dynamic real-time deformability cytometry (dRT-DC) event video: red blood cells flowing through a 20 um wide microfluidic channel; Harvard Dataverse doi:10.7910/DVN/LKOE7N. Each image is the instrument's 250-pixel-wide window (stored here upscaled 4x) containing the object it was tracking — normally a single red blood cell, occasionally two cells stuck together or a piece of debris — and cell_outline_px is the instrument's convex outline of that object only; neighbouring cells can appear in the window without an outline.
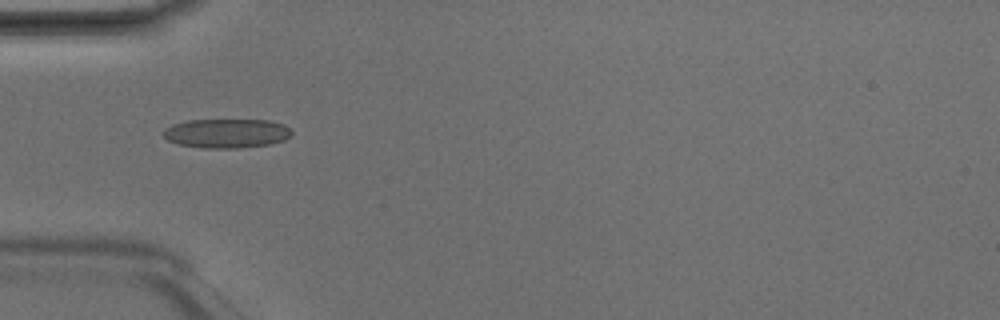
{"species": "Egyptian fruit bat (a non-hibernating species)", "species_latin": "Rousettus aegyptiacus", "temperature_condition": "room temperature", "stored_images_in_passage": 3, "camera_frame_rate_fps": 3000, "um_per_image_px": 0.085, "animal": {"sex": "male"}, "frame": {"image": 1, "passage_image": 2, "time_ms": 0.333, "image_size_px": [1000, 320], "cell_outline_px": [[292, 136], [284, 140], [268, 144], [240, 148], [204, 148], [180, 144], [168, 140], [164, 136], [164, 128], [172, 124], [188, 120], [268, 120], [284, 124], [292, 132]], "centroid_in_image_um": [19.27, 11.33], "position_along_channel_um": 65.7, "area_um2": 21.79}}